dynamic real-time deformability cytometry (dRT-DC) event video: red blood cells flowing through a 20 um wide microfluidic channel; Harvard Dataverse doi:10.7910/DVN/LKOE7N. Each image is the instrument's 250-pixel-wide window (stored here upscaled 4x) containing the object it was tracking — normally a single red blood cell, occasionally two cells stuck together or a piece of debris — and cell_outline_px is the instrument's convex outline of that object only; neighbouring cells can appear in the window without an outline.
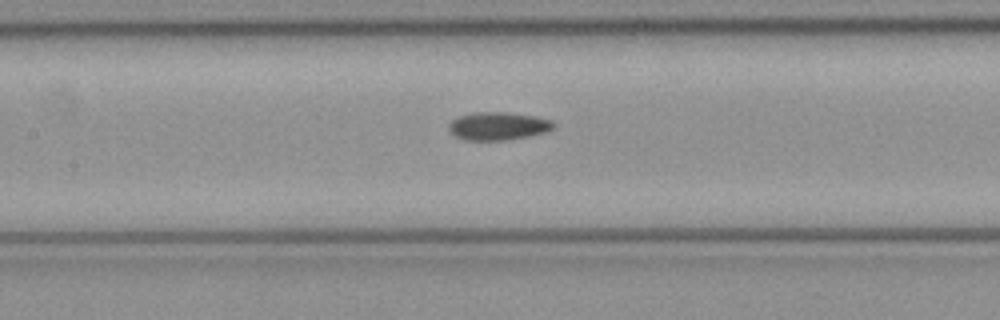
{"species": "common noctule bat (a hibernating species)", "species_latin": "Nyctalus noctula", "temperature_condition": "cold", "stored_images_in_passage": 7, "camera_frame_rate_fps": 3000, "um_per_image_px": 0.085, "animal": {"sex": "female", "body_mass_g": 21.9}, "frame": {"image": 1, "passage_image": 7, "time_ms": 2.0, "image_size_px": [1000, 320], "cell_outline_px": [[556, 124], [552, 128], [544, 132], [528, 136], [508, 140], [464, 140], [456, 136], [448, 128], [448, 124], [452, 120], [460, 116], [476, 112], [508, 112], [536, 116], [552, 120]], "centroid_in_image_um": [42.35, 10.71], "position_along_channel_um": 165.1, "area_um2": 17.05}}